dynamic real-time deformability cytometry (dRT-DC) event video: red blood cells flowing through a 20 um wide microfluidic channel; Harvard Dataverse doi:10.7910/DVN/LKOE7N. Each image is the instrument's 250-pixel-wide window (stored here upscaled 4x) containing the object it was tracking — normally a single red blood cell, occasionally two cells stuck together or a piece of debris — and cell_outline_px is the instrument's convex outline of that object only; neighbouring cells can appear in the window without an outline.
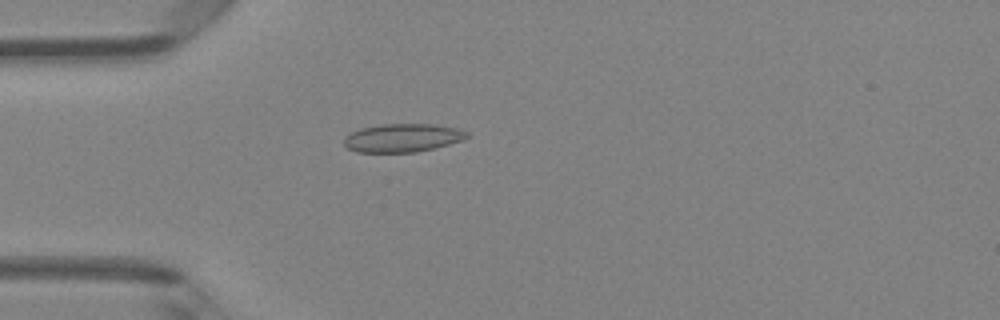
{"species": "Egyptian fruit bat (a non-hibernating species)", "species_latin": "Rousettus aegyptiacus", "temperature_condition": "room temperature", "stored_images_in_passage": 2, "camera_frame_rate_fps": 3000, "um_per_image_px": 0.085, "animal": {"sex": "female"}, "frame": {"image": 1, "passage_image": 2, "time_ms": 0.333, "image_size_px": [1000, 320], "cell_outline_px": [[468, 136], [464, 140], [416, 152], [356, 152], [348, 148], [344, 144], [344, 136], [360, 128], [380, 124], [436, 124], [456, 128], [468, 132]], "centroid_in_image_um": [34.2, 11.71], "position_along_channel_um": 50.8, "area_um2": 20.29}}